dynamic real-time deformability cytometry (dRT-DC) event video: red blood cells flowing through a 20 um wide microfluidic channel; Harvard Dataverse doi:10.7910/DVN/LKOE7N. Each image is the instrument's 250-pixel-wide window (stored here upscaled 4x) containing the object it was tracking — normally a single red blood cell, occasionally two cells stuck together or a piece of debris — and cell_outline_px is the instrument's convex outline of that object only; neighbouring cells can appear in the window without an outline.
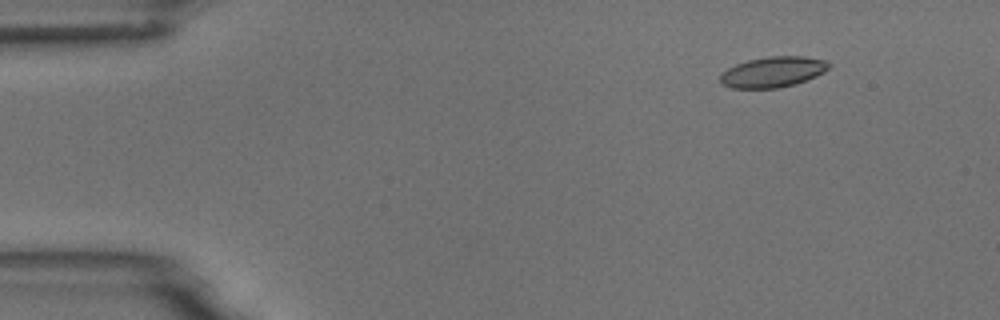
{"species": "common noctule bat (a hibernating species)", "species_latin": "Nyctalus noctula", "temperature_condition": "room temperature", "stored_images_in_passage": 4, "camera_frame_rate_fps": 3000, "um_per_image_px": 0.085, "animal": {"sex": "male", "body_mass_g": 18.8}, "frame": {"image": 1, "passage_image": 1, "time_ms": 0.0, "image_size_px": [1000, 320], "cell_outline_px": [[832, 64], [824, 72], [816, 76], [796, 84], [776, 88], [732, 88], [720, 84], [720, 72], [736, 64], [748, 60], [768, 56], [804, 56], [824, 60]], "centroid_in_image_um": [65.67, 6.12], "position_along_channel_um": 19.3, "area_um2": 19.48}}
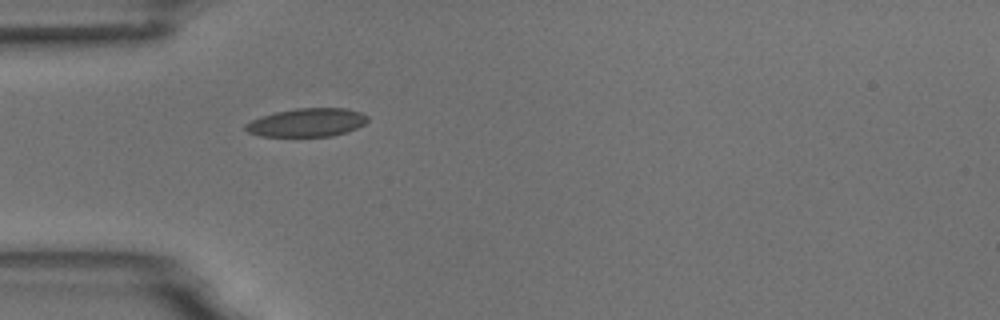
{"frame": {"image": 2, "passage_image": 4, "time_ms": 3.333, "image_size_px": [1000, 320], "cell_outline_px": [[368, 120], [364, 124], [348, 132], [332, 136], [260, 136], [248, 132], [244, 128], [244, 124], [260, 116], [276, 112], [296, 108], [344, 108], [360, 112], [368, 116]], "centroid_in_image_um": [26.09, 10.41], "position_along_channel_um": 58.9, "area_um2": 20.23}}